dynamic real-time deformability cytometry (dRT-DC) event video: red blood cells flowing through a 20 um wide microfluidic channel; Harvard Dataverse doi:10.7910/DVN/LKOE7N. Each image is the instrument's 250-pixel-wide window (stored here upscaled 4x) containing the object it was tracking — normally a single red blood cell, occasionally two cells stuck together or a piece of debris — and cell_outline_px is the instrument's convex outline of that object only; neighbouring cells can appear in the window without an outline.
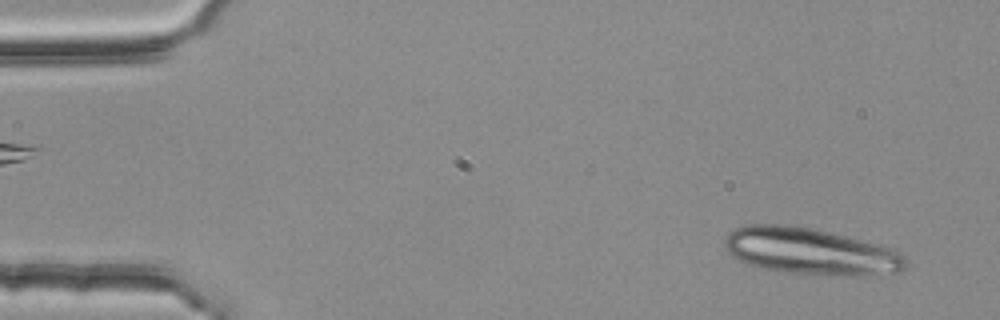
{"species": "common noctule bat (a hibernating species)", "species_latin": "Nyctalus noctula", "temperature_condition": "room temperature", "stored_images_in_passage": 4, "camera_frame_rate_fps": 3000, "um_per_image_px": 0.085, "animal": {"sex": "female", "body_mass_g": 25.1}, "frame": {"image": 1, "passage_image": 4, "time_ms": 1.0, "image_size_px": [1000, 320], "cell_outline_px": [[908, 264], [900, 272], [868, 276], [828, 276], [792, 272], [760, 268], [748, 264], [732, 256], [724, 248], [724, 240], [736, 228], [744, 224], [784, 224], [812, 228], [860, 240], [888, 248], [900, 252], [908, 260]], "centroid_in_image_um": [68.9, 21.38], "position_along_channel_um": 16.1, "area_um2": 49.19}}